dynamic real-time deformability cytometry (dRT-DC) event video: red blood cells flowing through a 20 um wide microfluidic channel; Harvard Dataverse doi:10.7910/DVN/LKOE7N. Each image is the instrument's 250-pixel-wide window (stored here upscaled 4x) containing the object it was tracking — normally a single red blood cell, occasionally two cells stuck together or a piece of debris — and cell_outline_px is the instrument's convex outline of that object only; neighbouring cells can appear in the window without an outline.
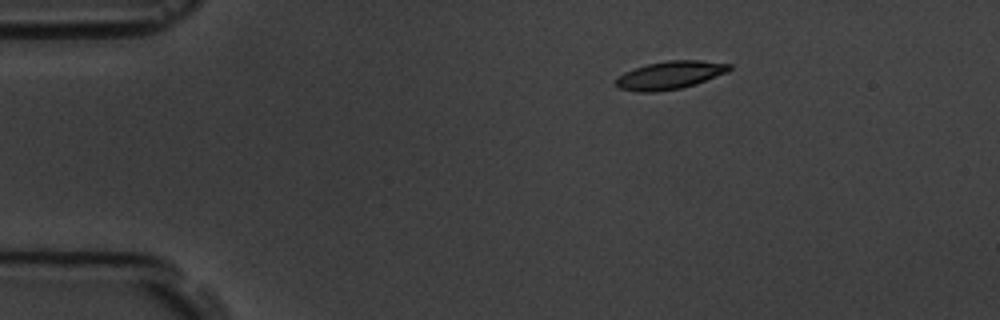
{"species": "common noctule bat (a hibernating species)", "species_latin": "Nyctalus noctula", "temperature_condition": "room temperature", "stored_images_in_passage": 4, "camera_frame_rate_fps": 3000, "um_per_image_px": 0.085, "animal": {"sex": "male", "body_mass_g": 19.5, "forearm_length_mm": 54.6}, "frame": {"image": 1, "passage_image": 1, "time_ms": 0.0, "image_size_px": [1000, 320], "cell_outline_px": [[732, 68], [728, 72], [696, 84], [680, 88], [656, 92], [636, 92], [620, 88], [616, 84], [616, 80], [624, 72], [648, 64], [668, 60], [700, 60], [732, 64]], "centroid_in_image_um": [56.99, 6.39], "position_along_channel_um": 28.0, "area_um2": 18.44}}
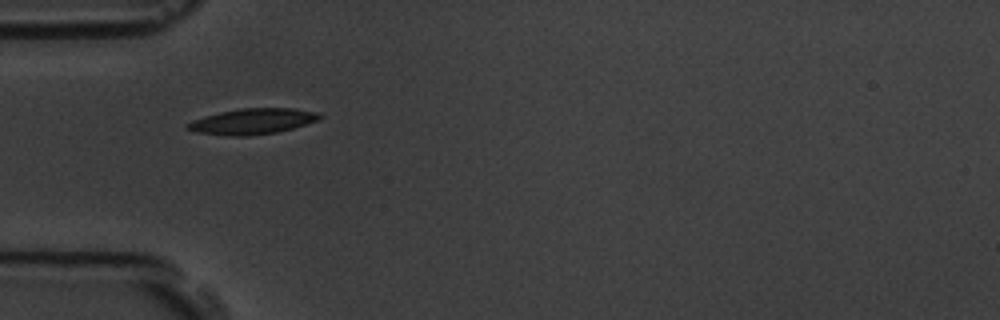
{"frame": {"image": 2, "passage_image": 3, "time_ms": 2.667, "image_size_px": [1000, 320], "cell_outline_px": [[324, 116], [316, 120], [292, 128], [276, 132], [248, 136], [228, 136], [196, 132], [184, 128], [184, 124], [192, 120], [204, 116], [220, 112], [240, 108], [292, 108], [320, 112]], "centroid_in_image_um": [21.41, 10.31], "position_along_channel_um": 63.6, "area_um2": 19.88}}